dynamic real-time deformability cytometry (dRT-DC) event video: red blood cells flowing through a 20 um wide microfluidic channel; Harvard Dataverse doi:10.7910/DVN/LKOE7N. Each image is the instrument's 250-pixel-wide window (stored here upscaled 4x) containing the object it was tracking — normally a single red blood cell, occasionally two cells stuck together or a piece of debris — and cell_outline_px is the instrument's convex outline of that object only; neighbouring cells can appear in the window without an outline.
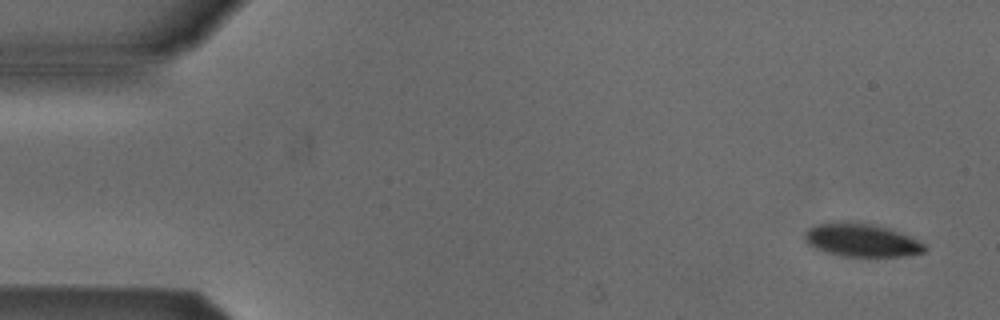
{"species": "Egyptian fruit bat (a non-hibernating species)", "species_latin": "Rousettus aegyptiacus", "temperature_condition": "cold", "stored_images_in_passage": 6, "camera_frame_rate_fps": 3000, "um_per_image_px": 0.085, "animal": {"sex": "male"}, "frame": {"image": 1, "passage_image": 1, "time_ms": 0.0, "image_size_px": [1000, 320], "cell_outline_px": [[928, 248], [924, 252], [904, 256], [840, 256], [816, 248], [808, 244], [804, 240], [804, 232], [808, 228], [820, 224], [840, 220], [844, 220], [872, 224], [892, 228], [924, 244]], "centroid_in_image_um": [73.22, 20.39], "position_along_channel_um": 11.8, "area_um2": 23.29}}
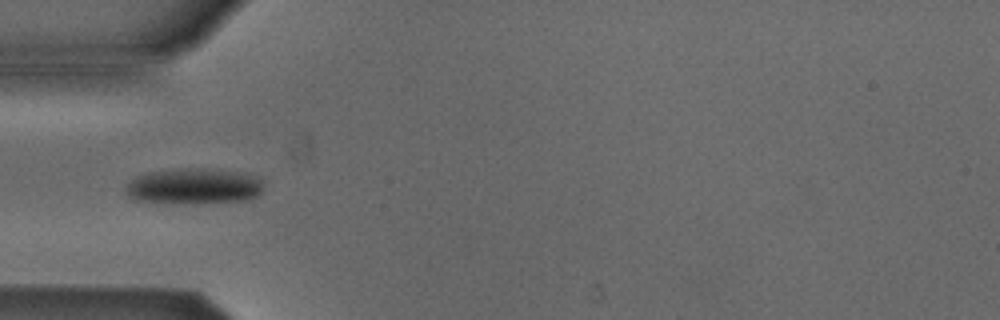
{"frame": {"image": 2, "passage_image": 4, "time_ms": 4.667, "image_size_px": [1000, 320], "cell_outline_px": [[264, 188], [256, 196], [248, 200], [180, 204], [164, 204], [132, 200], [128, 196], [128, 184], [136, 176], [148, 172], [180, 168], [200, 168], [236, 172], [260, 176], [264, 180]], "centroid_in_image_um": [16.5, 15.84], "position_along_channel_um": 68.5, "area_um2": 29.19}}
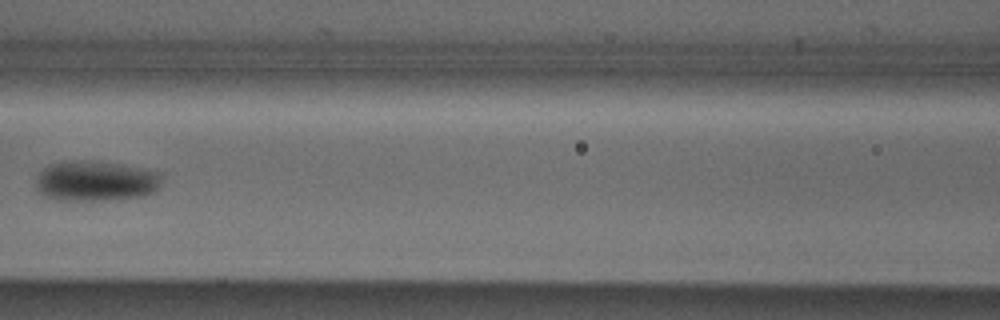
{"frame": {"image": 3, "passage_image": 6, "time_ms": 7.0, "image_size_px": [1000, 320], "cell_outline_px": [[160, 180], [156, 192], [140, 196], [104, 200], [52, 200], [40, 196], [36, 188], [36, 176], [48, 164], [68, 160], [92, 160], [120, 164], [156, 172], [160, 176]], "centroid_in_image_um": [8.02, 15.39], "position_along_channel_um": 158.6, "area_um2": 29.77}}